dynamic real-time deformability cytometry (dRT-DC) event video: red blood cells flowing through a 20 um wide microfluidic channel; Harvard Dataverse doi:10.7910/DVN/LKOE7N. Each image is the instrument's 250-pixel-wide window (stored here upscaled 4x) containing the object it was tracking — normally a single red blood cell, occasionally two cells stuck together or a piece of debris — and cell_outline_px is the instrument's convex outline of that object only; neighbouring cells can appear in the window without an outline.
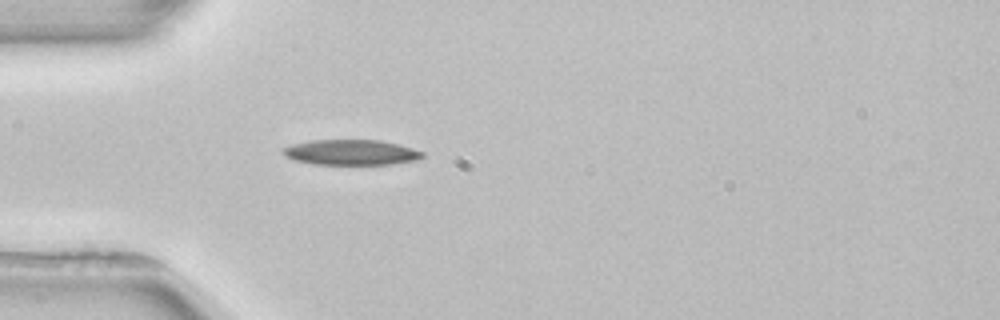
{"species": "common noctule bat (a hibernating species)", "species_latin": "Nyctalus noctula", "temperature_condition": "room temperature", "stored_images_in_passage": 1, "camera_frame_rate_fps": 3000, "um_per_image_px": 0.085, "animal": {"sex": "female", "body_mass_g": 22.7, "forearm_length_mm": 54.2}, "frame": {"image": 1, "passage_image": 1, "time_ms": 0.0, "image_size_px": [1000, 320], "cell_outline_px": [[424, 156], [416, 160], [392, 164], [316, 164], [292, 160], [284, 156], [280, 152], [284, 148], [292, 144], [312, 140], [380, 140], [400, 144], [424, 152]], "centroid_in_image_um": [29.83, 12.95], "position_along_channel_um": 55.2, "area_um2": 20.69}}